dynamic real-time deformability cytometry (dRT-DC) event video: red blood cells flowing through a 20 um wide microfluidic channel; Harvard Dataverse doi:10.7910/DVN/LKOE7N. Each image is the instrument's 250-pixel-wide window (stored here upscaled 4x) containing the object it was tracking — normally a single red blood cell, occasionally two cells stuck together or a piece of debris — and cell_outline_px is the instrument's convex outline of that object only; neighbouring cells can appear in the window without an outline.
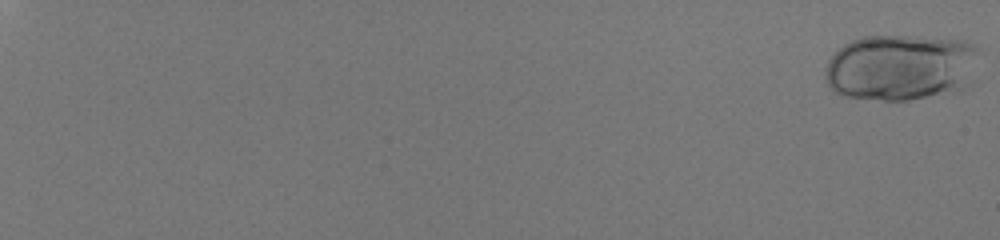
{"species": "human", "species_latin": "Homo sapiens", "temperature_condition": "room temperature", "stored_images_in_passage": 30, "camera_frame_rate_fps": 3000, "um_per_image_px": 0.085, "donor": {"sex": "male"}, "frame": {"image": 1, "passage_image": 1, "time_ms": 0.0, "image_size_px": [1000, 240], "cell_outline_px": [[980, 48], [964, 88], [960, 92], [908, 100], [884, 100], [844, 96], [836, 92], [828, 84], [824, 72], [828, 60], [844, 44], [852, 40], [864, 36], [916, 36], [964, 40], [976, 44]], "centroid_in_image_um": [76.57, 5.72], "position_along_channel_um": 8.4, "area_um2": 59.65}}
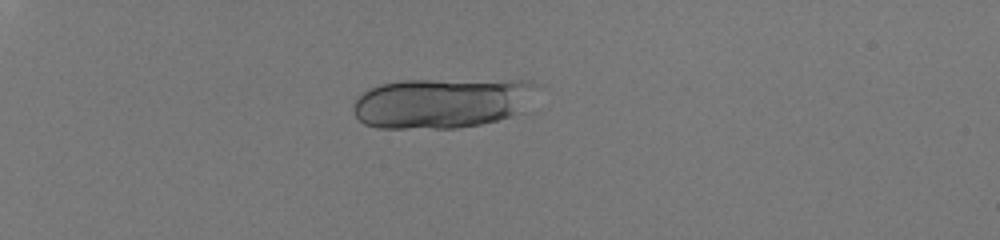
{"frame": {"image": 2, "passage_image": 20, "time_ms": 6.333, "image_size_px": [1000, 240], "cell_outline_px": [[536, 84], [524, 112], [512, 116], [480, 124], [456, 128], [376, 128], [364, 124], [356, 116], [352, 108], [352, 104], [364, 92], [380, 84], [400, 80], [532, 80]], "centroid_in_image_um": [37.55, 8.75], "position_along_channel_um": 47.4, "area_um2": 53.87}}